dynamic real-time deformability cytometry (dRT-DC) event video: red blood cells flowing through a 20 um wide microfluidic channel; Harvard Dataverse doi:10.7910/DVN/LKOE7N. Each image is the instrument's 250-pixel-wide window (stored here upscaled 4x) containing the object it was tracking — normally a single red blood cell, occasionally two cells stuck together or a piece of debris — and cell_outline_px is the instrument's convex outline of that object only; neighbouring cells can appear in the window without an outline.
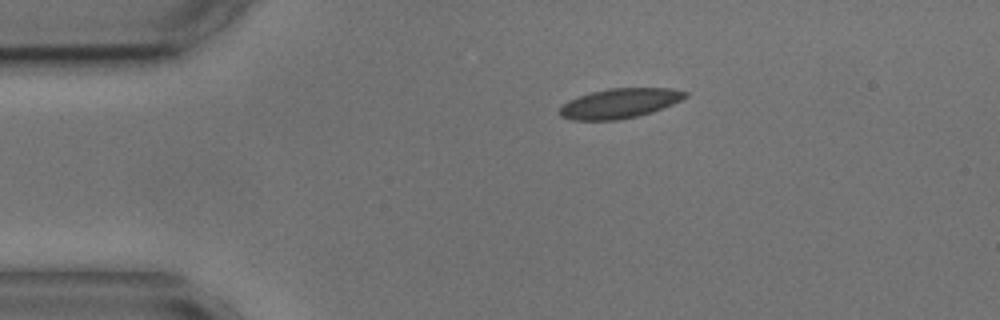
{"species": "common noctule bat (a hibernating species)", "species_latin": "Nyctalus noctula", "temperature_condition": "cold", "stored_images_in_passage": 3, "camera_frame_rate_fps": 3000, "um_per_image_px": 0.085, "animal": {"sex": "male", "body_mass_g": 17.9, "forearm_length_mm": 54.2}, "frame": {"image": 1, "passage_image": 1, "time_ms": 0.0, "image_size_px": [1000, 320], "cell_outline_px": [[688, 96], [672, 104], [652, 112], [636, 116], [616, 120], [572, 120], [560, 116], [560, 108], [568, 100], [592, 92], [608, 88], [672, 88], [688, 92]], "centroid_in_image_um": [52.68, 8.78], "position_along_channel_um": 32.3, "area_um2": 21.62}}
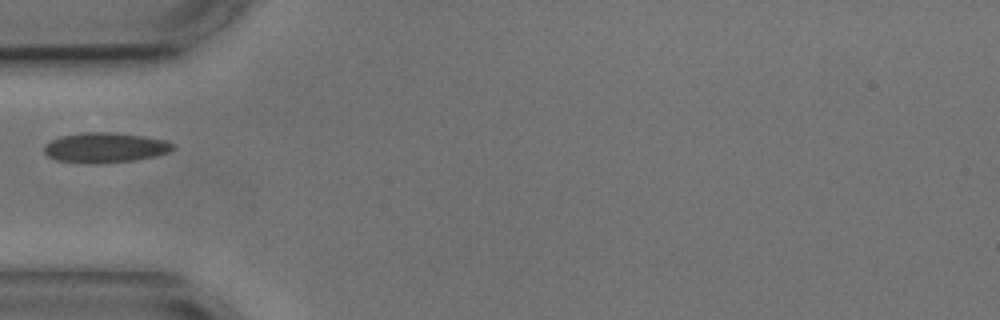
{"frame": {"image": 2, "passage_image": 3, "time_ms": 2.333, "image_size_px": [1000, 320], "cell_outline_px": [[176, 148], [168, 152], [156, 156], [136, 160], [100, 164], [88, 164], [56, 160], [48, 156], [44, 152], [44, 144], [60, 136], [84, 132], [112, 132], [144, 136], [168, 140], [176, 144]], "centroid_in_image_um": [8.97, 12.55], "position_along_channel_um": 76.0, "area_um2": 23.0}}